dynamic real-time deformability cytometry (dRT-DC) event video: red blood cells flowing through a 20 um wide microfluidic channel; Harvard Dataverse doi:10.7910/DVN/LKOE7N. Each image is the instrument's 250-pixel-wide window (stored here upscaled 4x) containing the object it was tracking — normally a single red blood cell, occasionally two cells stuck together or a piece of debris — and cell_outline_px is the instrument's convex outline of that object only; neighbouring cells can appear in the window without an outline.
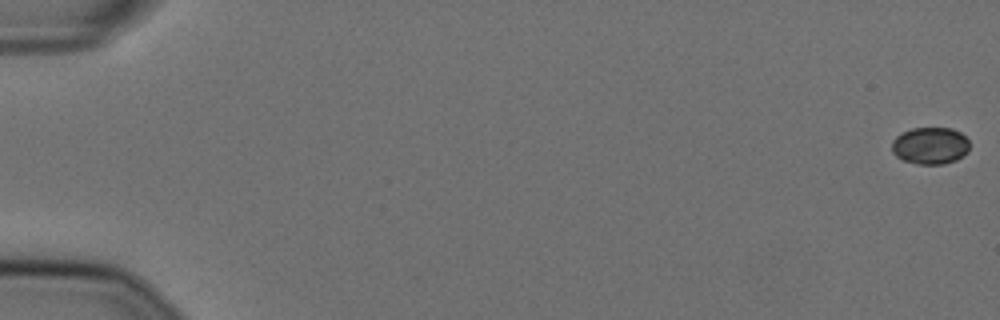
{"species": "Egyptian fruit bat (a non-hibernating species)", "species_latin": "Rousettus aegyptiacus", "temperature_condition": "cold", "stored_images_in_passage": 55, "camera_frame_rate_fps": 3000, "um_per_image_px": 0.085, "animal": {"sex": "female"}, "frame": {"image": 1, "passage_image": 1, "time_ms": 0.0, "image_size_px": [1000, 320], "cell_outline_px": [[968, 152], [956, 160], [944, 164], [916, 164], [904, 160], [896, 156], [892, 152], [892, 140], [896, 136], [912, 128], [952, 128], [960, 132], [968, 140]], "centroid_in_image_um": [79.06, 12.38], "position_along_channel_um": 5.9, "area_um2": 16.76}}
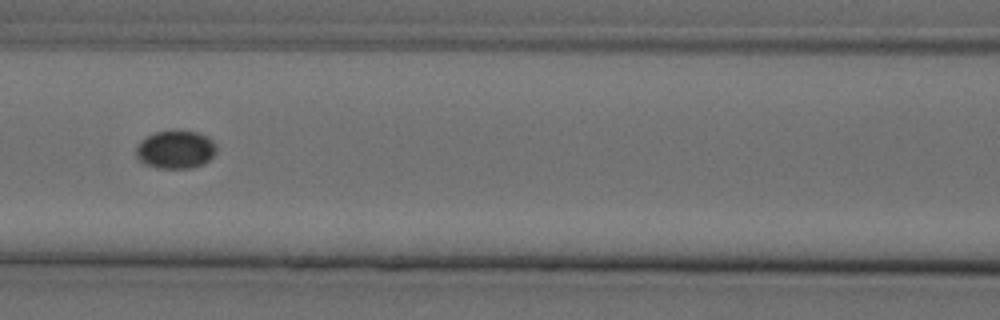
{"frame": {"image": 2, "passage_image": 27, "time_ms": 8.667, "image_size_px": [1000, 320], "cell_outline_px": [[216, 152], [204, 164], [192, 168], [156, 168], [144, 164], [136, 156], [136, 148], [140, 140], [156, 132], [176, 128], [200, 132], [208, 136], [216, 144]], "centroid_in_image_um": [14.94, 12.68], "position_along_channel_um": 151.7, "area_um2": 18.38}}
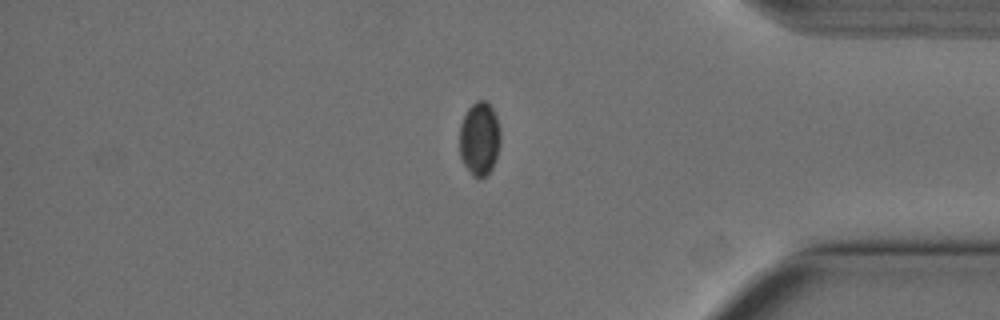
{"frame": {"image": 3, "passage_image": 49, "time_ms": 16.0, "image_size_px": [1000, 320], "cell_outline_px": [[500, 140], [496, 156], [492, 168], [480, 180], [472, 176], [464, 164], [460, 156], [460, 124], [468, 108], [476, 100], [484, 100], [492, 108], [496, 116], [500, 128]], "centroid_in_image_um": [40.75, 11.79], "position_along_channel_um": 394.5, "area_um2": 17.51}}